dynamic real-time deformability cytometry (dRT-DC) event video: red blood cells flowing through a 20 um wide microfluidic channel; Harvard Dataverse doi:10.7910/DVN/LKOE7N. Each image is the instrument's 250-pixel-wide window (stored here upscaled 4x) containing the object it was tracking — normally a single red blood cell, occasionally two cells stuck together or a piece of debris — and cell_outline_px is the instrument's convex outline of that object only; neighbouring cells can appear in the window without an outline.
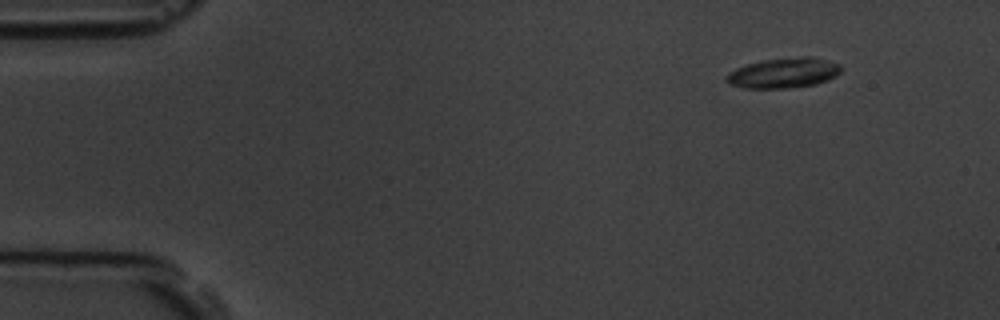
{"species": "common noctule bat (a hibernating species)", "species_latin": "Nyctalus noctula", "temperature_condition": "room temperature", "stored_images_in_passage": 4, "camera_frame_rate_fps": 3000, "um_per_image_px": 0.085, "animal": {"sex": "male", "body_mass_g": 19.5, "forearm_length_mm": 54.6}, "frame": {"image": 1, "passage_image": 2, "time_ms": 1.333, "image_size_px": [1000, 320], "cell_outline_px": [[840, 72], [836, 76], [828, 80], [816, 84], [788, 88], [744, 88], [728, 84], [724, 80], [724, 76], [728, 72], [736, 68], [748, 64], [764, 60], [804, 56], [812, 56], [840, 64]], "centroid_in_image_um": [66.57, 6.21], "position_along_channel_um": 18.4, "area_um2": 20.23}}